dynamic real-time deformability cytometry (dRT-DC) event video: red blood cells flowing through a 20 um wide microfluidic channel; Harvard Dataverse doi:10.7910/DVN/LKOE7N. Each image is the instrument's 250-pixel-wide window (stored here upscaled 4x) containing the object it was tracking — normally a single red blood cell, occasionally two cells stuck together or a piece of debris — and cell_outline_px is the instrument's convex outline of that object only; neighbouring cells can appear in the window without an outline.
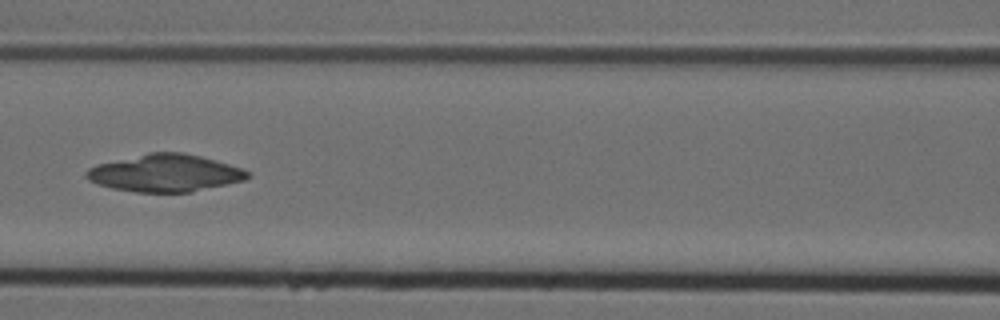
{"species": "Egyptian fruit bat (a non-hibernating species)", "species_latin": "Rousettus aegyptiacus", "temperature_condition": "cold", "stored_images_in_passage": 8, "camera_frame_rate_fps": 3000, "um_per_image_px": 0.085, "animal": {"sex": "female"}, "frame": {"image": 1, "passage_image": 6, "time_ms": 1.667, "image_size_px": [1000, 320], "cell_outline_px": [[248, 176], [244, 180], [192, 192], [136, 192], [112, 188], [88, 180], [84, 176], [84, 172], [88, 168], [96, 164], [148, 152], [184, 152], [200, 156], [228, 164], [240, 168], [248, 172]], "centroid_in_image_um": [13.97, 14.7], "position_along_channel_um": 152.6, "area_um2": 34.91}}
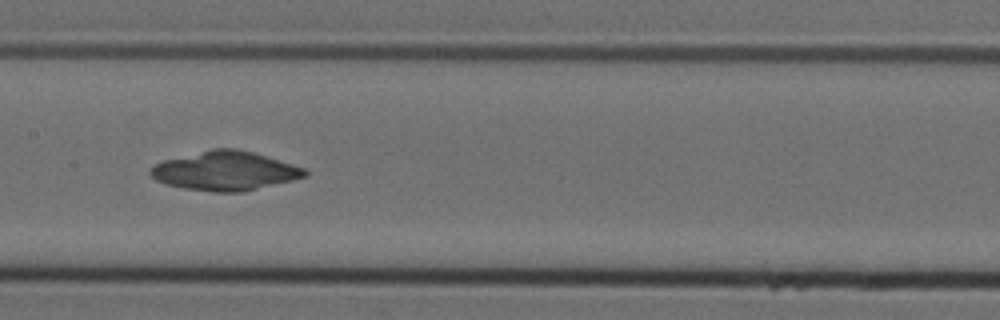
{"frame": {"image": 2, "passage_image": 7, "time_ms": 2.0, "image_size_px": [1000, 320], "cell_outline_px": [[308, 176], [244, 192], [212, 192], [184, 188], [164, 184], [156, 180], [148, 172], [156, 164], [164, 160], [212, 148], [236, 148], [252, 152], [304, 168], [308, 172]], "centroid_in_image_um": [19.12, 14.53], "position_along_channel_um": 188.3, "area_um2": 34.97}}
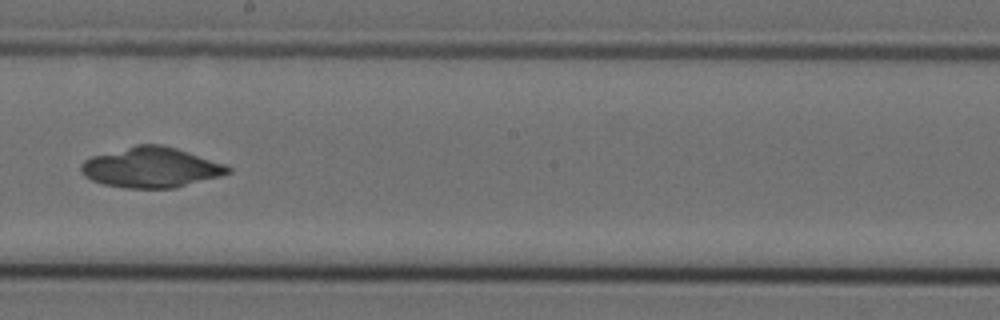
{"frame": {"image": 3, "passage_image": 8, "time_ms": 2.333, "image_size_px": [1000, 320], "cell_outline_px": [[232, 172], [220, 176], [176, 188], [124, 188], [104, 184], [92, 180], [84, 176], [80, 172], [80, 164], [84, 160], [92, 156], [136, 144], [160, 144], [176, 148], [228, 164], [232, 168]], "centroid_in_image_um": [12.86, 14.23], "position_along_channel_um": 235.3, "area_um2": 34.8}}